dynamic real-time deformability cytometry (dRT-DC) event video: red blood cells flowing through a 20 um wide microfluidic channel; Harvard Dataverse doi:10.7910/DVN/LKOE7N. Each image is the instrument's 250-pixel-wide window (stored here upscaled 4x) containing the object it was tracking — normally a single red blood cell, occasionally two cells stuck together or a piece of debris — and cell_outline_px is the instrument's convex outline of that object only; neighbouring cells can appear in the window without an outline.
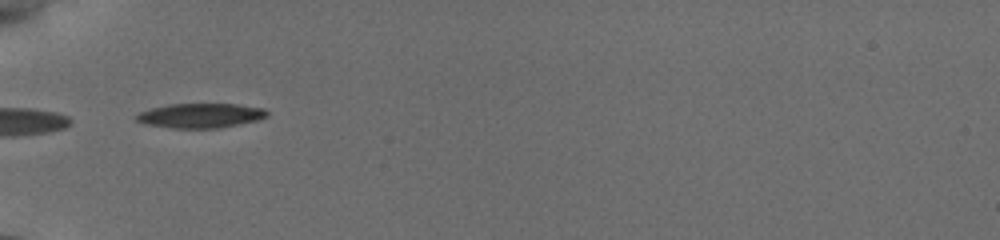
{"species": "common noctule bat (a hibernating species)", "species_latin": "Nyctalus noctula", "temperature_condition": "cold", "stored_images_in_passage": 3, "camera_frame_rate_fps": 3000, "um_per_image_px": 0.085, "animal": {"sex": "female", "body_mass_g": 19.5, "forearm_length_mm": 54.1}, "frame": {"image": 1, "passage_image": 1, "time_ms": 0.0, "image_size_px": [1000, 240], "cell_outline_px": [[268, 116], [256, 120], [220, 128], [172, 128], [148, 124], [136, 120], [136, 116], [140, 112], [152, 108], [168, 104], [236, 104], [264, 108], [268, 112]], "centroid_in_image_um": [17.07, 9.82], "position_along_channel_um": 67.9, "area_um2": 18.5}}